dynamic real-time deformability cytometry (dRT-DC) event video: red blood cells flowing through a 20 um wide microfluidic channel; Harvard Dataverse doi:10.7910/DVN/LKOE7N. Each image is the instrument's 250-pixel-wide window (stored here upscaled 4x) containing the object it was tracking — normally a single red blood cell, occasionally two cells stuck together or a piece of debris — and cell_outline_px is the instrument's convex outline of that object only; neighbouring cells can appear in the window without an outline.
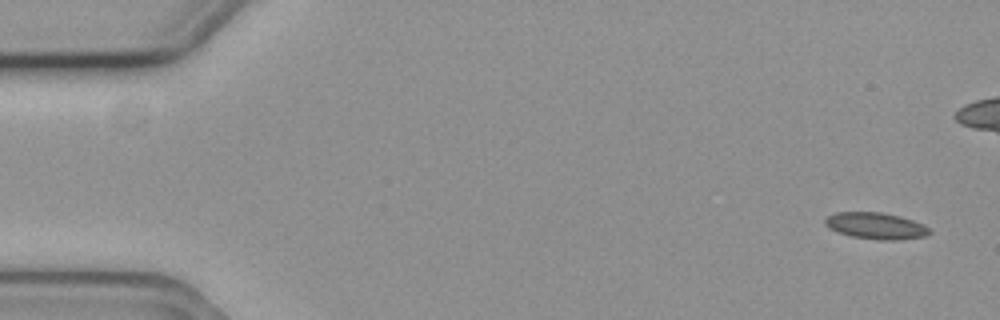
{"species": "common noctule bat (a hibernating species)", "species_latin": "Nyctalus noctula", "temperature_condition": "cold", "stored_images_in_passage": 4, "camera_frame_rate_fps": 3000, "um_per_image_px": 0.085, "animal": {"sex": "female", "body_mass_g": 19.3, "forearm_length_mm": 54.1}, "frame": {"image": 1, "passage_image": 1, "time_ms": 0.0, "image_size_px": [1000, 320], "cell_outline_px": [[932, 232], [928, 236], [896, 240], [880, 240], [852, 236], [836, 232], [828, 228], [824, 224], [824, 220], [828, 216], [836, 212], [880, 212], [900, 216], [924, 224]], "centroid_in_image_um": [74.45, 19.2], "position_along_channel_um": 10.6, "area_um2": 16.24}}